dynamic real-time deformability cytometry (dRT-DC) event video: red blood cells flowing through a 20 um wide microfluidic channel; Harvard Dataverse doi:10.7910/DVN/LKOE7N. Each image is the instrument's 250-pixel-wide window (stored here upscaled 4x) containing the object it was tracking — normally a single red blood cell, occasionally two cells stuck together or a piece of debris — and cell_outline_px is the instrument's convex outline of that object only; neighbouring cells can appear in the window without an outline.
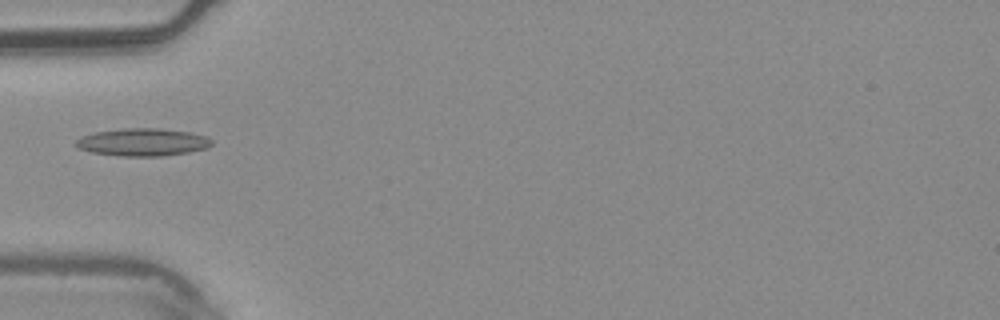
{"species": "common noctule bat (a hibernating species)", "species_latin": "Nyctalus noctula", "temperature_condition": "warm", "stored_images_in_passage": 7, "camera_frame_rate_fps": 3000, "um_per_image_px": 0.085, "animal": {"sex": "male", "body_mass_g": 20.4}, "frame": {"image": 1, "passage_image": 6, "time_ms": 1.667, "image_size_px": [1000, 320], "cell_outline_px": [[212, 144], [208, 148], [188, 152], [160, 156], [120, 156], [92, 152], [80, 148], [76, 144], [76, 140], [84, 136], [96, 132], [124, 128], [160, 128], [188, 132], [208, 136], [212, 140]], "centroid_in_image_um": [12.19, 12.08], "position_along_channel_um": 72.8, "area_um2": 21.68}}